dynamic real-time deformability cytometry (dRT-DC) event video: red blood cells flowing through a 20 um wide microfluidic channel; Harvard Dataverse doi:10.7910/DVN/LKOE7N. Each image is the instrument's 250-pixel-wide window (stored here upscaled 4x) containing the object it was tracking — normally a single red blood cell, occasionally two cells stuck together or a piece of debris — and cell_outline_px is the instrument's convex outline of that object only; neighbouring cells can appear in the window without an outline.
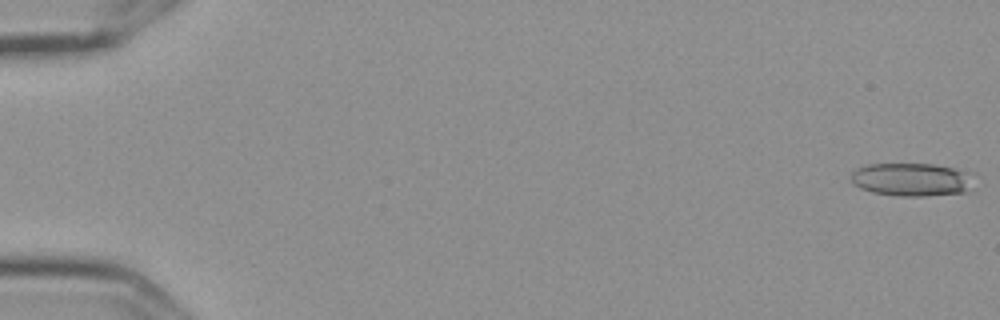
{"species": "Egyptian fruit bat (a non-hibernating species)", "species_latin": "Rousettus aegyptiacus", "temperature_condition": "cold", "stored_images_in_passage": 5, "camera_frame_rate_fps": 3000, "um_per_image_px": 0.085, "frame": {"image": 1, "passage_image": 1, "time_ms": 0.0, "image_size_px": [1000, 320], "cell_outline_px": [[976, 172], [968, 192], [924, 196], [896, 196], [872, 192], [860, 188], [852, 184], [852, 172], [856, 168], [868, 164], [932, 164], [956, 168]], "centroid_in_image_um": [77.55, 15.26], "position_along_channel_um": 7.5, "area_um2": 24.22}}
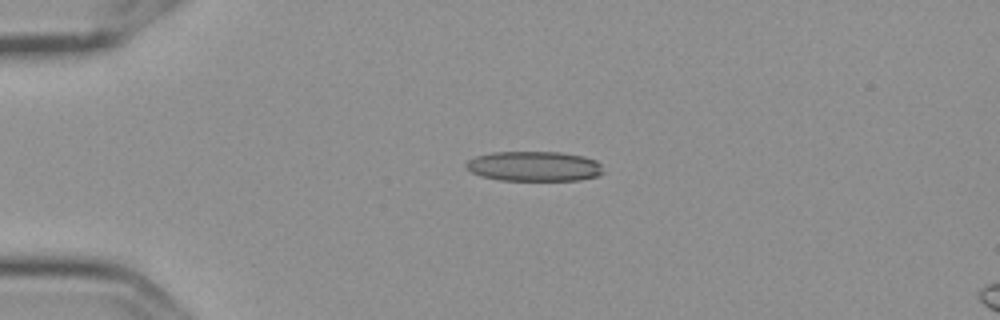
{"frame": {"image": 2, "passage_image": 4, "time_ms": 1.0, "image_size_px": [1000, 320], "cell_outline_px": [[604, 172], [596, 176], [580, 180], [500, 180], [480, 176], [472, 172], [464, 164], [468, 160], [476, 156], [492, 152], [560, 152], [584, 156], [596, 160], [600, 164]], "centroid_in_image_um": [45.4, 14.13], "position_along_channel_um": 39.6, "area_um2": 23.93}}